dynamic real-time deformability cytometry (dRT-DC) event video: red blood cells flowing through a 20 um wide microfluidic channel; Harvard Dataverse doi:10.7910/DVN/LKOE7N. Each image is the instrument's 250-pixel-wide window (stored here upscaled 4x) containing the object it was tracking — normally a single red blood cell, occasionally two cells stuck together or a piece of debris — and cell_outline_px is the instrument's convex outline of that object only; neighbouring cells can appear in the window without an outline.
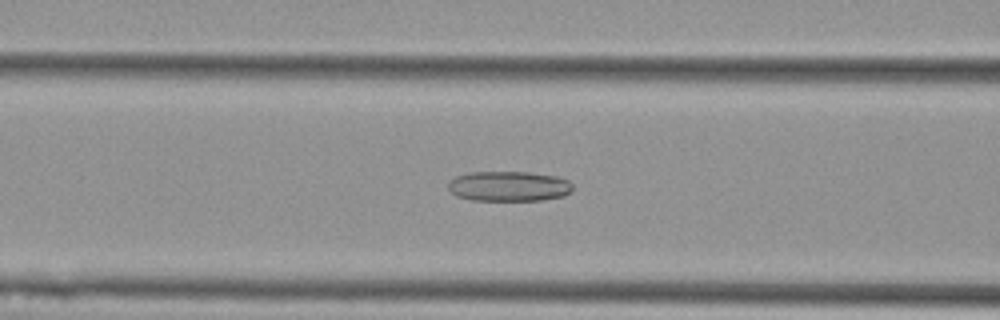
{"species": "Egyptian fruit bat (a non-hibernating species)", "species_latin": "Rousettus aegyptiacus", "temperature_condition": "cold", "stored_images_in_passage": 41, "camera_frame_rate_fps": 3000, "um_per_image_px": 0.085, "animal": {"sex": "female"}, "frame": {"image": 1, "passage_image": 12, "time_ms": 3.667, "image_size_px": [1000, 320], "cell_outline_px": [[572, 188], [564, 196], [540, 200], [472, 200], [456, 196], [448, 188], [448, 184], [456, 176], [468, 172], [528, 172], [556, 176], [568, 180], [572, 184]], "centroid_in_image_um": [43.24, 15.82], "position_along_channel_um": 123.4, "area_um2": 21.73}}
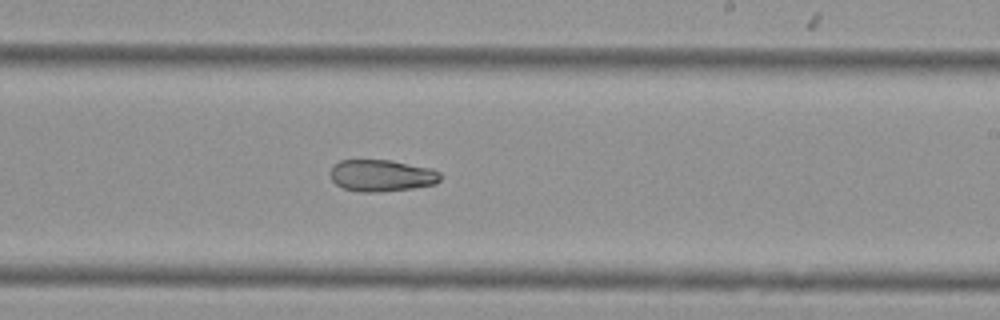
{"frame": {"image": 2, "passage_image": 23, "time_ms": 7.333, "image_size_px": [1000, 320], "cell_outline_px": [[440, 180], [436, 184], [412, 188], [376, 192], [360, 192], [344, 188], [336, 184], [332, 180], [332, 168], [340, 160], [392, 160], [432, 168], [440, 172]], "centroid_in_image_um": [32.48, 14.92], "position_along_channel_um": 256.5, "area_um2": 20.29}}
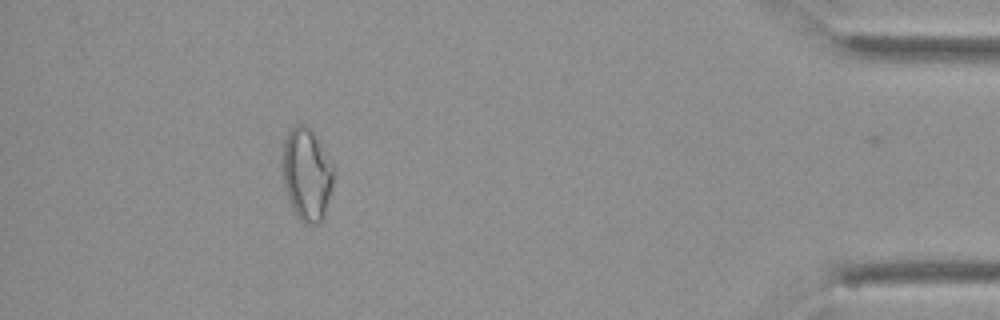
{"frame": {"image": 3, "passage_image": 40, "time_ms": 13.0, "image_size_px": [1000, 320], "cell_outline_px": [[336, 176], [324, 216], [320, 224], [304, 224], [296, 216], [292, 208], [284, 184], [280, 160], [284, 140], [288, 132], [296, 124], [304, 124], [320, 140], [332, 160], [336, 168]], "centroid_in_image_um": [26.1, 14.81], "position_along_channel_um": 409.1, "area_um2": 28.55}, "authors_computed_cell_mechanics": {"area_um2": 22.0218, "velocity_mm_per_s": 3.6475, "shape_relaxation_time_tau1_ms": null, "shape_relaxation_time_tau2_ms": 8.4009, "deformation_change_tau1": null, "deformation_change_tau2": 0.1555}}